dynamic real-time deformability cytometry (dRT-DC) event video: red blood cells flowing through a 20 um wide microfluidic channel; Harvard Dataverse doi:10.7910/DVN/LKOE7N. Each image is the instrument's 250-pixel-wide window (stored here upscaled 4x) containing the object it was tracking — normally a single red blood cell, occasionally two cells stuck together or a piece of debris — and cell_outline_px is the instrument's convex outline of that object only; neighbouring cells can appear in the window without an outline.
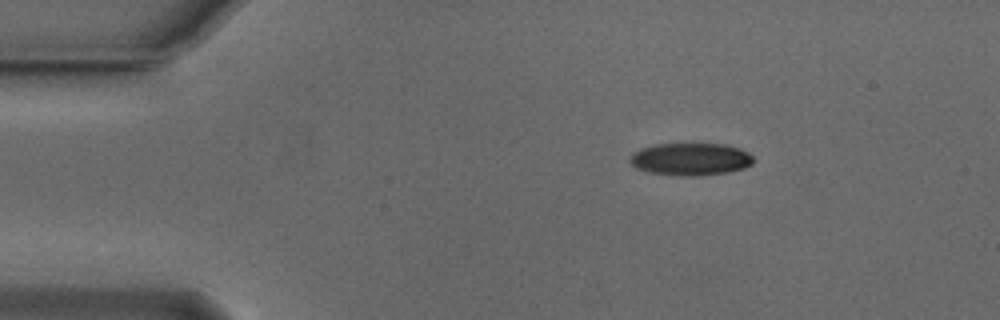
{"species": "Egyptian fruit bat (a non-hibernating species)", "species_latin": "Rousettus aegyptiacus", "temperature_condition": "cold", "stored_images_in_passage": 45, "camera_frame_rate_fps": 3000, "um_per_image_px": 0.085, "animal": {"sex": "male"}, "frame": {"image": 1, "passage_image": 1, "time_ms": 0.0, "image_size_px": [1000, 320], "cell_outline_px": [[756, 160], [752, 164], [744, 168], [728, 172], [696, 176], [684, 176], [648, 172], [636, 168], [628, 160], [632, 152], [640, 148], [656, 144], [724, 144], [740, 148], [748, 152]], "centroid_in_image_um": [58.7, 13.52], "position_along_channel_um": 26.3, "area_um2": 23.52}}
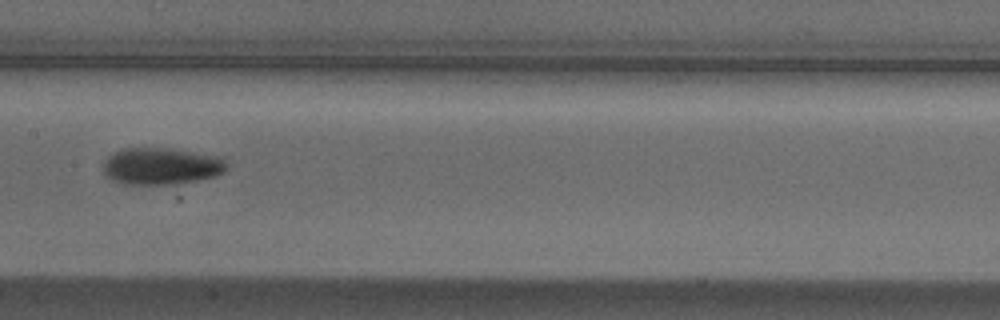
{"frame": {"image": 2, "passage_image": 19, "time_ms": 6.0, "image_size_px": [1000, 320], "cell_outline_px": [[228, 168], [224, 172], [216, 176], [176, 184], [124, 184], [108, 176], [104, 172], [104, 164], [108, 156], [112, 152], [120, 148], [168, 148], [220, 156], [224, 160]], "centroid_in_image_um": [13.73, 14.11], "position_along_channel_um": 193.7, "area_um2": 26.47}}
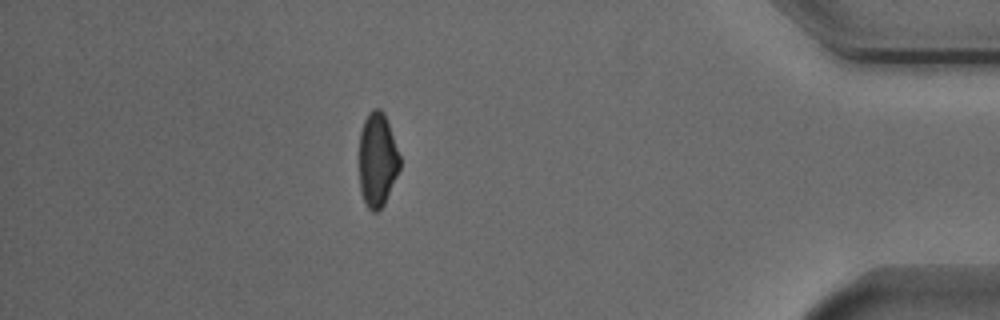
{"frame": {"image": 3, "passage_image": 39, "time_ms": 12.667, "image_size_px": [1000, 320], "cell_outline_px": [[400, 168], [384, 204], [376, 212], [372, 212], [368, 208], [364, 200], [360, 188], [360, 132], [364, 120], [368, 112], [372, 108], [380, 108], [384, 112], [400, 156]], "centroid_in_image_um": [32.08, 13.56], "position_along_channel_um": 403.1, "area_um2": 22.14}, "authors_computed_cell_mechanics": {"area_um2": 24.1026, "velocity_mm_per_s": 3.8507, "shape_relaxation_time_tau1_ms": 4.2231, "shape_relaxation_time_tau2_ms": null, "deformation_change_tau1": 0.124, "deformation_change_tau2": null}}